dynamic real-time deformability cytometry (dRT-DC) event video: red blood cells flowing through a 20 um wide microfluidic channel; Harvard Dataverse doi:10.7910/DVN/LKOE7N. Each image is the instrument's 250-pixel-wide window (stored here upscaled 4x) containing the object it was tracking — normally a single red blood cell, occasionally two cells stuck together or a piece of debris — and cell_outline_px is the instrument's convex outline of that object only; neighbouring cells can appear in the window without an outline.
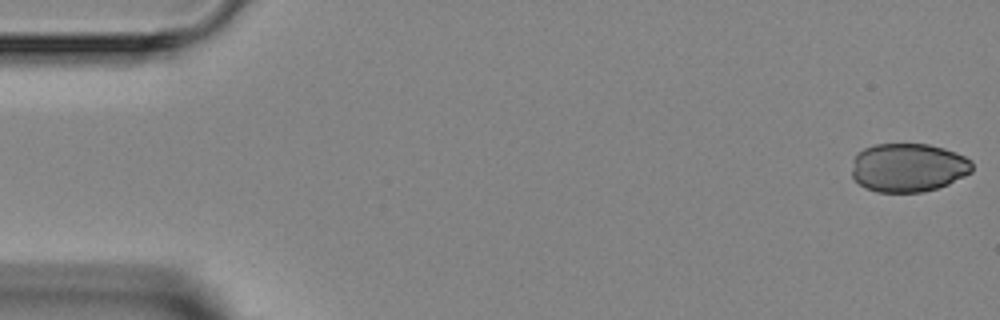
{"species": "Egyptian fruit bat (a non-hibernating species)", "species_latin": "Rousettus aegyptiacus", "temperature_condition": "room temperature", "stored_images_in_passage": 4, "camera_frame_rate_fps": 3000, "um_per_image_px": 0.085, "animal": {"sex": "female"}, "frame": {"image": 1, "passage_image": 1, "time_ms": 0.0, "image_size_px": [1000, 320], "cell_outline_px": [[972, 172], [948, 184], [924, 192], [876, 192], [864, 188], [852, 176], [852, 160], [864, 148], [876, 144], [928, 144], [944, 148], [956, 152], [972, 160]], "centroid_in_image_um": [77.2, 14.24], "position_along_channel_um": 7.8, "area_um2": 34.28}}